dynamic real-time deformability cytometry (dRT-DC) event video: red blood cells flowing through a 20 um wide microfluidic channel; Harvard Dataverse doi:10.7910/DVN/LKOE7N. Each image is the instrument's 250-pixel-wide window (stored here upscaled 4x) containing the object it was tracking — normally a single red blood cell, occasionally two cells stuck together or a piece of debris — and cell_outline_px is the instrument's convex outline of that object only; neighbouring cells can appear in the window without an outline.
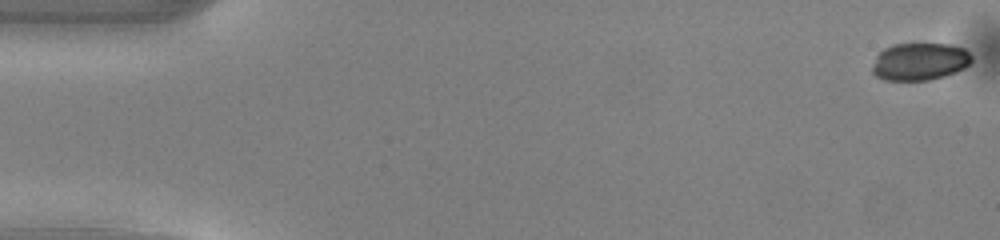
{"species": "common noctule bat (a hibernating species)", "species_latin": "Nyctalus noctula", "temperature_condition": "warm", "stored_images_in_passage": 50, "camera_frame_rate_fps": 3000, "um_per_image_px": 0.085, "animal": {"sex": "male", "body_mass_g": 13.0, "forearm_length_mm": 53.1}, "frame": {"image": 1, "passage_image": 1, "time_ms": 0.0, "image_size_px": [1000, 240], "cell_outline_px": [[972, 60], [964, 68], [956, 72], [944, 76], [928, 80], [884, 80], [876, 76], [872, 72], [872, 64], [876, 56], [884, 48], [892, 44], [948, 44], [964, 48], [972, 56]], "centroid_in_image_um": [78.16, 5.23], "position_along_channel_um": 6.8, "area_um2": 21.73}}
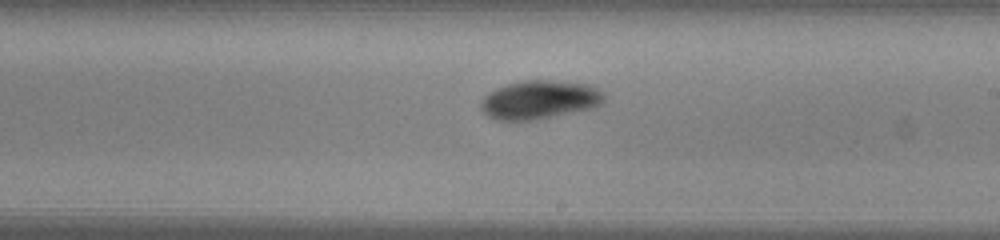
{"frame": {"image": 2, "passage_image": 29, "time_ms": 9.333, "image_size_px": [1000, 240], "cell_outline_px": [[604, 100], [596, 108], [532, 120], [496, 120], [488, 116], [480, 108], [480, 100], [488, 92], [496, 88], [508, 84], [524, 80], [548, 80], [592, 84], [604, 92]], "centroid_in_image_um": [45.88, 8.47], "position_along_channel_um": 243.1, "area_um2": 27.98}}
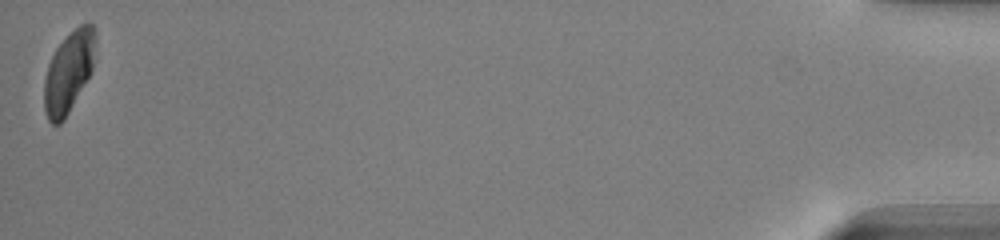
{"frame": {"image": 3, "passage_image": 50, "time_ms": 16.333, "image_size_px": [1000, 240], "cell_outline_px": [[96, 36], [92, 72], [64, 120], [60, 124], [52, 124], [48, 120], [44, 108], [44, 80], [48, 64], [56, 48], [80, 24], [92, 24], [96, 28]], "centroid_in_image_um": [5.84, 6.14], "position_along_channel_um": 429.4, "area_um2": 24.1}, "authors_computed_cell_mechanics": {"area_um2": 24.9696, "velocity_mm_per_s": 4.101, "shape_relaxation_time_tau1_ms": 2.215, "shape_relaxation_time_tau2_ms": null, "deformation_change_tau1": 0.0823, "deformation_change_tau2": null}}